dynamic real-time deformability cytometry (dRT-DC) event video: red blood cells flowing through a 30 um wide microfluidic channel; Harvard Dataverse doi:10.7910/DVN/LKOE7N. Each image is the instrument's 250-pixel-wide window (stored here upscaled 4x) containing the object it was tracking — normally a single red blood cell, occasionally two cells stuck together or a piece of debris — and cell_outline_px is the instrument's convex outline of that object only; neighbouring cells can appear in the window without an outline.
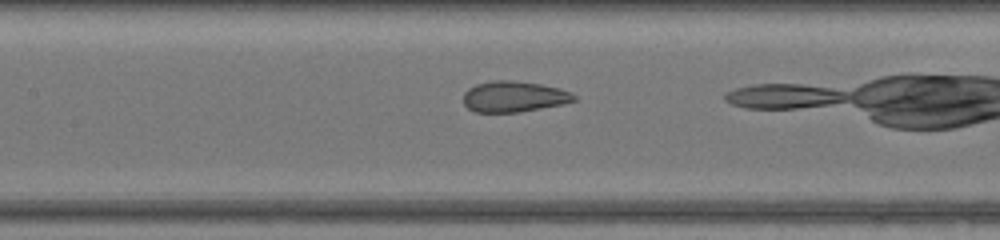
{"species": "common noctule bat (a hibernating species)", "species_latin": "Nyctalus noctula", "temperature_condition": "warm", "stored_images_in_passage": 27, "camera_frame_rate_fps": 3000, "um_per_image_px": 0.085, "animal": {"sex": "female", "body_mass_g": 17.0, "forearm_length_mm": 48.0}, "frame": {"image": 1, "passage_image": 20, "time_ms": 6.333, "image_size_px": [1000, 240], "cell_outline_px": [[576, 100], [564, 104], [520, 112], [476, 112], [468, 108], [464, 104], [464, 92], [468, 88], [476, 84], [492, 80], [512, 80], [540, 84], [560, 88], [572, 92], [576, 96]], "centroid_in_image_um": [43.7, 8.21], "position_along_channel_um": 163.7, "area_um2": 20.06}}